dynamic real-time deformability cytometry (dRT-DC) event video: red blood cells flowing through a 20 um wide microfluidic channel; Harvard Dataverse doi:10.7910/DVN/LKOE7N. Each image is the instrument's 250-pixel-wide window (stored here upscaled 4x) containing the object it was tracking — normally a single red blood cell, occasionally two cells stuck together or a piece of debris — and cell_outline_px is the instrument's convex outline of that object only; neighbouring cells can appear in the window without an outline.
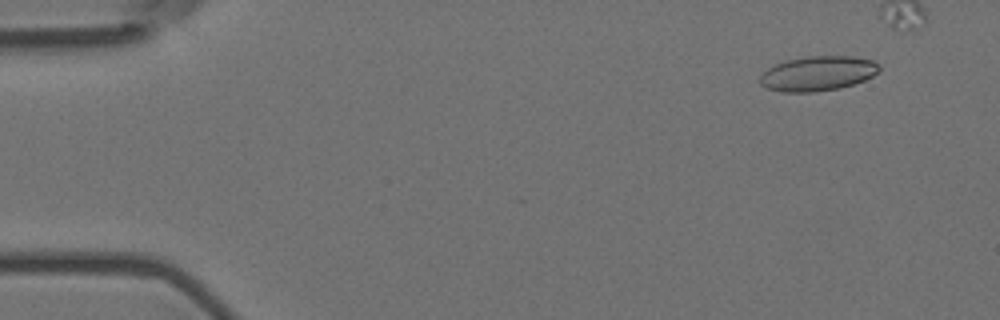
{"species": "Egyptian fruit bat (a non-hibernating species)", "species_latin": "Rousettus aegyptiacus", "temperature_condition": "room temperature", "stored_images_in_passage": 3, "camera_frame_rate_fps": 3000, "um_per_image_px": 0.085, "animal": {"sex": "female"}, "frame": {"image": 1, "passage_image": 2, "time_ms": 0.333, "image_size_px": [1000, 320], "cell_outline_px": [[880, 72], [864, 80], [840, 88], [816, 92], [784, 92], [768, 88], [760, 84], [760, 76], [768, 68], [776, 64], [788, 60], [808, 56], [852, 56], [872, 60], [880, 64]], "centroid_in_image_um": [69.55, 6.24], "position_along_channel_um": 15.5, "area_um2": 24.1}}